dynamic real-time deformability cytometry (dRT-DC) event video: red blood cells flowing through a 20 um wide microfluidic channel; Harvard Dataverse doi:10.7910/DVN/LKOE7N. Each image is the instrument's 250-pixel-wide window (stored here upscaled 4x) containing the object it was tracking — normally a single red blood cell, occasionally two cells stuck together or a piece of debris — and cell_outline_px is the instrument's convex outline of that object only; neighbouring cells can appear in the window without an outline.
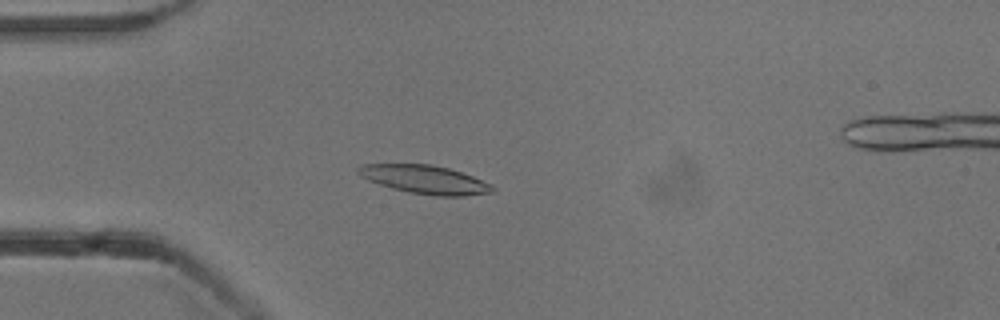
{"species": "common noctule bat (a hibernating species)", "species_latin": "Nyctalus noctula", "temperature_condition": "cold", "stored_images_in_passage": 55, "camera_frame_rate_fps": 3000, "um_per_image_px": 0.085, "animal": {"sex": "male", "body_mass_g": 13.3}, "frame": {"image": 1, "passage_image": 15, "time_ms": 4.667, "image_size_px": [1000, 320], "cell_outline_px": [[496, 188], [492, 192], [464, 196], [436, 196], [408, 192], [392, 188], [368, 180], [360, 176], [356, 172], [356, 168], [360, 164], [428, 164], [448, 168], [472, 176], [492, 184]], "centroid_in_image_um": [36.09, 15.26], "position_along_channel_um": 48.9, "area_um2": 22.25}}
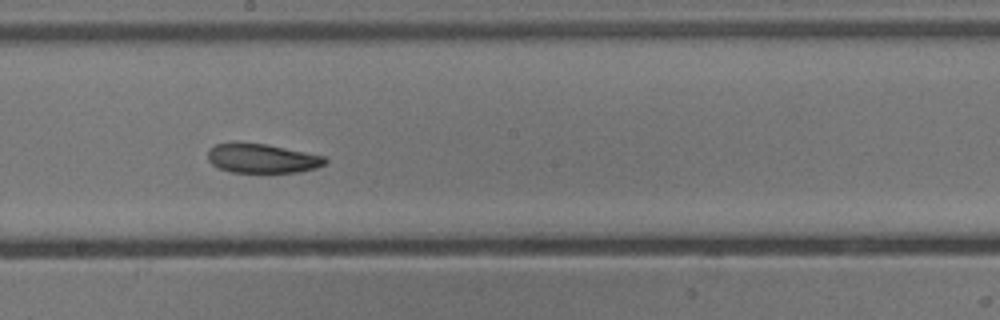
{"frame": {"image": 2, "passage_image": 30, "time_ms": 9.667, "image_size_px": [1000, 320], "cell_outline_px": [[328, 160], [324, 164], [316, 168], [300, 172], [232, 172], [220, 168], [212, 164], [208, 160], [208, 148], [216, 144], [264, 144], [324, 156]], "centroid_in_image_um": [22.29, 13.48], "position_along_channel_um": 225.9, "area_um2": 19.48}}
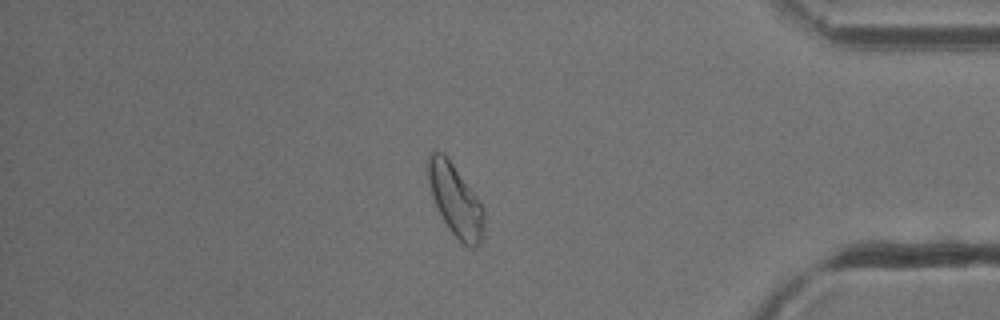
{"frame": {"image": 3, "passage_image": 46, "time_ms": 15.0, "image_size_px": [1000, 320], "cell_outline_px": [[484, 236], [480, 244], [472, 248], [468, 248], [448, 228], [436, 208], [428, 184], [428, 156], [432, 152], [444, 152], [476, 196], [484, 208]], "centroid_in_image_um": [38.72, 17.05], "position_along_channel_um": 396.5, "area_um2": 23.41}, "authors_computed_cell_mechanics": {"area_um2": 22.0796, "velocity_mm_per_s": 3.8156, "shape_relaxation_time_tau1_ms": 5.3628, "shape_relaxation_time_tau2_ms": 3.3439, "deformation_change_tau1": 0.1296, "deformation_change_tau2": 0.0949}}